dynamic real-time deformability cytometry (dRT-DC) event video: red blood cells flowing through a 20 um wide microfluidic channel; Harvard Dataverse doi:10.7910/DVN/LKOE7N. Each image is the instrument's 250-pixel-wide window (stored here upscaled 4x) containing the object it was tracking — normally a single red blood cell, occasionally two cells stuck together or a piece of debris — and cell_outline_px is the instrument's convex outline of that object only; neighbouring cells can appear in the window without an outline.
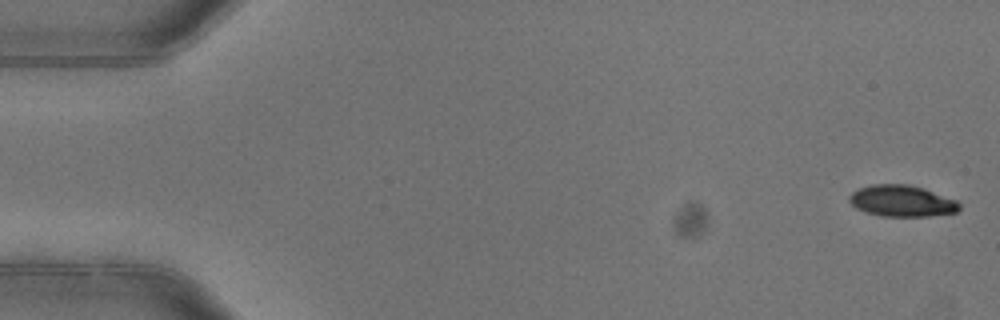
{"species": "common noctule bat (a hibernating species)", "species_latin": "Nyctalus noctula", "temperature_condition": "warm", "stored_images_in_passage": 7, "camera_frame_rate_fps": 3000, "um_per_image_px": 0.085, "animal": {"sex": "female"}, "frame": {"image": 1, "passage_image": 1, "time_ms": 0.0, "image_size_px": [1000, 320], "cell_outline_px": [[960, 208], [956, 212], [928, 216], [884, 216], [868, 212], [856, 208], [848, 200], [848, 196], [852, 192], [860, 188], [872, 184], [908, 184], [924, 188], [956, 200], [960, 204]], "centroid_in_image_um": [76.65, 17.07], "position_along_channel_um": 8.3, "area_um2": 20.0}}
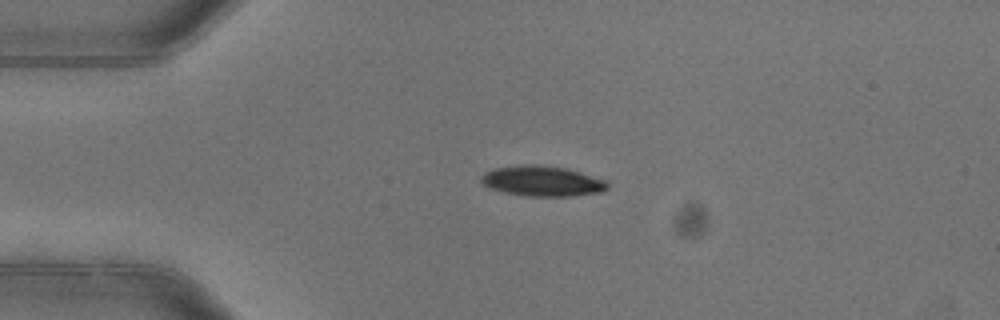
{"frame": {"image": 2, "passage_image": 4, "time_ms": 1.0, "image_size_px": [1000, 320], "cell_outline_px": [[608, 188], [600, 192], [568, 196], [528, 196], [504, 192], [492, 188], [484, 184], [480, 180], [480, 176], [484, 172], [492, 168], [520, 164], [536, 164], [568, 168], [604, 180], [608, 184]], "centroid_in_image_um": [46.05, 15.37], "position_along_channel_um": 39.0, "area_um2": 22.31}}